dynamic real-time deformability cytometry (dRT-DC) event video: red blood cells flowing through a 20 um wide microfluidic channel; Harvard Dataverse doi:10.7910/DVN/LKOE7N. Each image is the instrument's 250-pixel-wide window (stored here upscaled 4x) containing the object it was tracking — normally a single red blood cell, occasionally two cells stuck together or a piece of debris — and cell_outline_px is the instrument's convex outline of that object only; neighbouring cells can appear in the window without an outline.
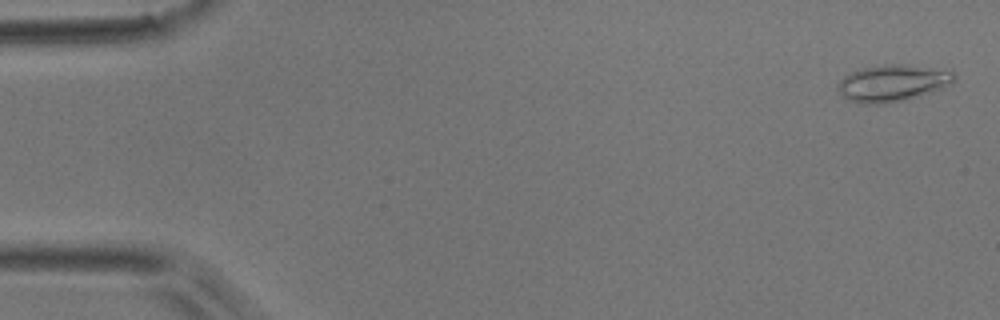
{"species": "common noctule bat (a hibernating species)", "species_latin": "Nyctalus noctula", "temperature_condition": "room temperature", "stored_images_in_passage": 51, "camera_frame_rate_fps": 3000, "um_per_image_px": 0.085, "animal": {"sex": "male", "body_mass_g": 17.9}, "frame": {"image": 1, "passage_image": 2, "time_ms": 0.333, "image_size_px": [1000, 320], "cell_outline_px": [[956, 76], [952, 80], [936, 88], [904, 100], [884, 104], [860, 104], [844, 96], [840, 92], [836, 84], [848, 72], [880, 64], [908, 64], [952, 68]], "centroid_in_image_um": [75.84, 7.01], "position_along_channel_um": 9.2, "area_um2": 24.8}}
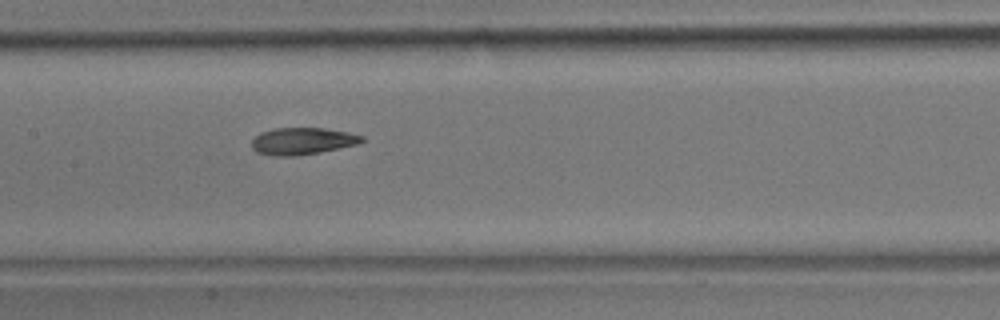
{"frame": {"image": 2, "passage_image": 25, "time_ms": 8.0, "image_size_px": [1000, 320], "cell_outline_px": [[368, 140], [356, 144], [340, 148], [320, 152], [296, 156], [272, 156], [256, 152], [252, 148], [252, 140], [260, 132], [272, 128], [324, 128], [348, 132], [364, 136]], "centroid_in_image_um": [25.71, 11.99], "position_along_channel_um": 181.7, "area_um2": 17.51}}
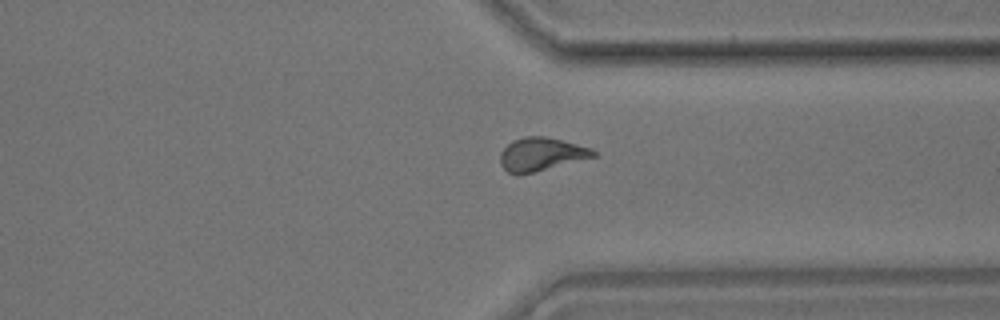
{"frame": {"image": 3, "passage_image": 39, "time_ms": 12.667, "image_size_px": [1000, 320], "cell_outline_px": [[596, 156], [536, 172], [516, 176], [508, 172], [500, 164], [500, 152], [512, 140], [524, 136], [544, 136], [592, 148], [596, 152]], "centroid_in_image_um": [45.96, 13.13], "position_along_channel_um": 365.4, "area_um2": 18.15}, "authors_computed_cell_mechanics": {"area_um2": 18.2648, "velocity_mm_per_s": 3.942, "shape_relaxation_time_tau1_ms": 4.4267, "shape_relaxation_time_tau2_ms": 1.8432, "deformation_change_tau1": 0.1404, "deformation_change_tau2": 0.0772}}